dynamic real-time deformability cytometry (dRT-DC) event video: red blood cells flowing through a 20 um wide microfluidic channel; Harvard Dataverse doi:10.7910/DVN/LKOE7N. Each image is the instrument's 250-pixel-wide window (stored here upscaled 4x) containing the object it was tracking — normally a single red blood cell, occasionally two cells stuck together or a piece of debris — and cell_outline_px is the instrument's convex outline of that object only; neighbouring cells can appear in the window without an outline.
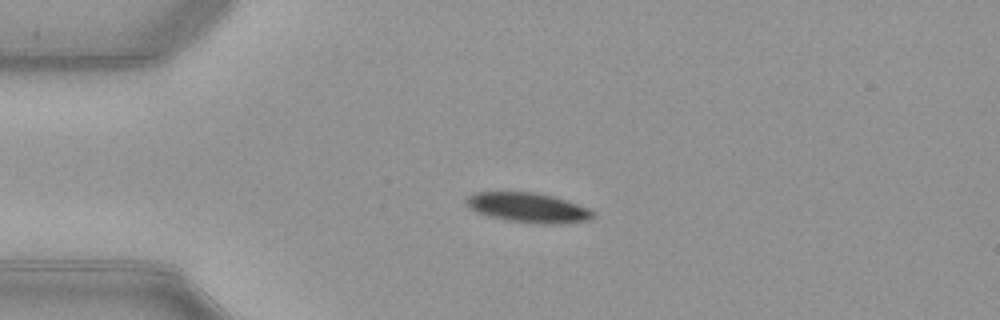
{"species": "common noctule bat (a hibernating species)", "species_latin": "Nyctalus noctula", "temperature_condition": "warm", "stored_images_in_passage": 36, "camera_frame_rate_fps": 3000, "um_per_image_px": 0.085, "animal": {"sex": "female", "body_mass_g": 21.9}, "frame": {"image": 1, "passage_image": 6, "time_ms": 1.667, "image_size_px": [1000, 320], "cell_outline_px": [[596, 216], [588, 220], [564, 224], [532, 224], [508, 220], [488, 216], [476, 212], [468, 208], [464, 204], [464, 200], [468, 196], [476, 192], [536, 192], [552, 196], [588, 208]], "centroid_in_image_um": [44.84, 17.66], "position_along_channel_um": 40.2, "area_um2": 22.14}}
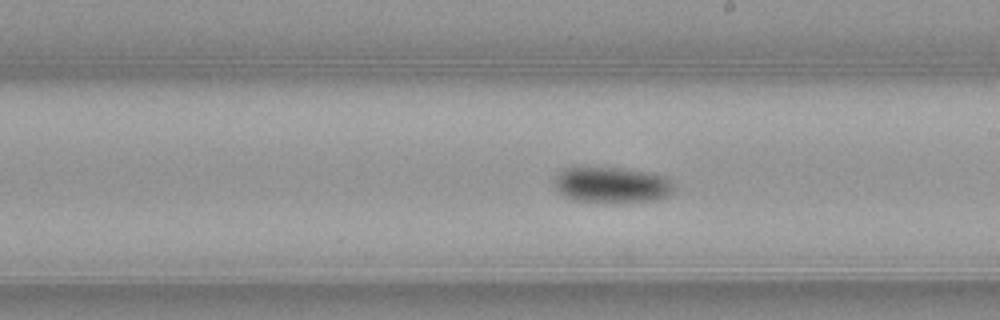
{"frame": {"image": 2, "passage_image": 23, "time_ms": 7.333, "image_size_px": [1000, 320], "cell_outline_px": [[672, 192], [668, 196], [656, 200], [612, 204], [576, 200], [564, 196], [556, 188], [556, 176], [564, 168], [624, 168], [648, 172], [664, 176], [672, 184]], "centroid_in_image_um": [52.03, 15.75], "position_along_channel_um": 237.0, "area_um2": 25.03}}
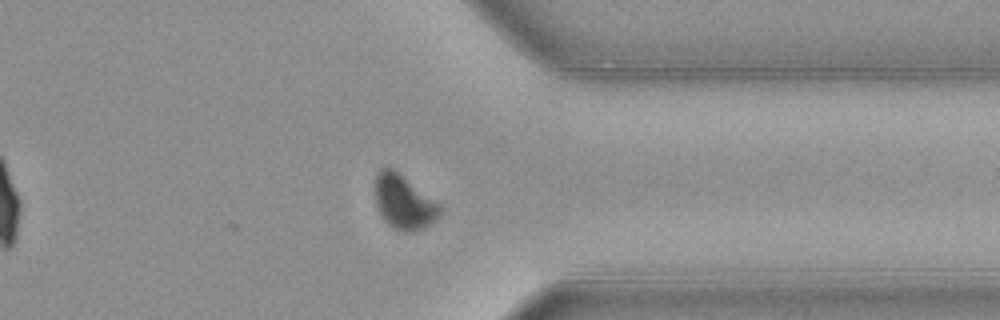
{"frame": {"image": 3, "passage_image": 34, "time_ms": 11.0, "image_size_px": [1000, 320], "cell_outline_px": [[444, 208], [440, 216], [436, 220], [412, 232], [400, 232], [392, 228], [380, 216], [376, 204], [376, 176], [380, 168], [392, 168], [400, 172], [440, 204]], "centroid_in_image_um": [34.34, 17.18], "position_along_channel_um": 377.1, "area_um2": 20.69}, "authors_computed_cell_mechanics": {"area_um2": 23.8425, "velocity_mm_per_s": 3.9623, "shape_relaxation_time_tau1_ms": 2.3219, "shape_relaxation_time_tau2_ms": null, "deformation_change_tau1": 0.1049, "deformation_change_tau2": null}}